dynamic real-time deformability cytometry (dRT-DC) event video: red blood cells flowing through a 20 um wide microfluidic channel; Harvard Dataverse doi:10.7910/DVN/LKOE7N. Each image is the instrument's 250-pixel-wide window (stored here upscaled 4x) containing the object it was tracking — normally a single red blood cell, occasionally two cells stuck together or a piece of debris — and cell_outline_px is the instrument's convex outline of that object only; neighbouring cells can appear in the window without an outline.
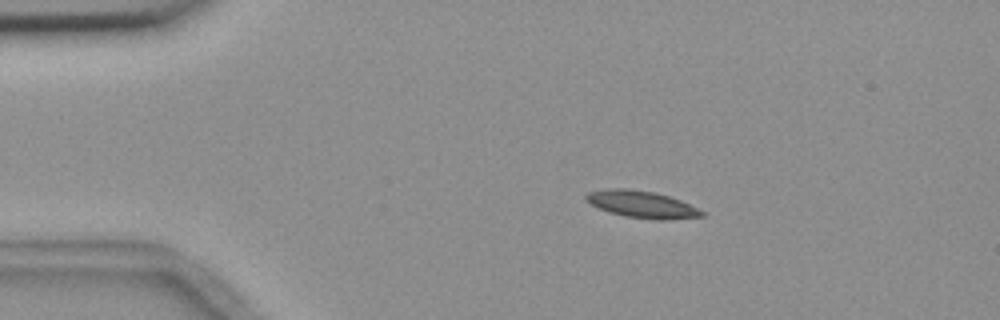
{"species": "common noctule bat (a hibernating species)", "species_latin": "Nyctalus noctula", "temperature_condition": "room temperature", "stored_images_in_passage": 3, "camera_frame_rate_fps": 3000, "um_per_image_px": 0.085, "animal": {"sex": "female", "body_mass_g": 18.4}, "frame": {"image": 1, "passage_image": 2, "time_ms": 1.0, "image_size_px": [1000, 320], "cell_outline_px": [[704, 216], [668, 220], [656, 220], [624, 216], [608, 212], [584, 200], [584, 196], [588, 192], [604, 188], [628, 188], [656, 192], [680, 200], [704, 212]], "centroid_in_image_um": [54.51, 17.36], "position_along_channel_um": 30.5, "area_um2": 18.32}}